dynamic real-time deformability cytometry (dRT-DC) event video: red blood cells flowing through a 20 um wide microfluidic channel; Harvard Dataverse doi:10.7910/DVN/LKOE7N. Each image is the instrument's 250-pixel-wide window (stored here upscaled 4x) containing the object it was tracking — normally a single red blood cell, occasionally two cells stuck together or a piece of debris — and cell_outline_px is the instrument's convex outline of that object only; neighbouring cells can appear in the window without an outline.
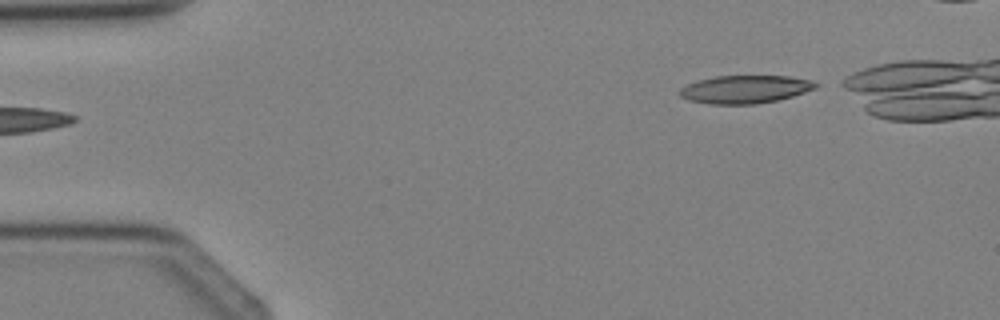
{"species": "Egyptian fruit bat (a non-hibernating species)", "species_latin": "Rousettus aegyptiacus", "temperature_condition": "cold", "stored_images_in_passage": 3, "camera_frame_rate_fps": 3000, "um_per_image_px": 0.085, "animal": {"sex": "female"}, "frame": {"image": 1, "passage_image": 3, "time_ms": 2.333, "image_size_px": [1000, 320], "cell_outline_px": [[820, 84], [816, 88], [792, 96], [776, 100], [756, 104], [708, 104], [688, 100], [680, 96], [680, 88], [696, 80], [716, 76], [788, 76], [812, 80]], "centroid_in_image_um": [63.33, 7.59], "position_along_channel_um": 21.7, "area_um2": 22.2}}